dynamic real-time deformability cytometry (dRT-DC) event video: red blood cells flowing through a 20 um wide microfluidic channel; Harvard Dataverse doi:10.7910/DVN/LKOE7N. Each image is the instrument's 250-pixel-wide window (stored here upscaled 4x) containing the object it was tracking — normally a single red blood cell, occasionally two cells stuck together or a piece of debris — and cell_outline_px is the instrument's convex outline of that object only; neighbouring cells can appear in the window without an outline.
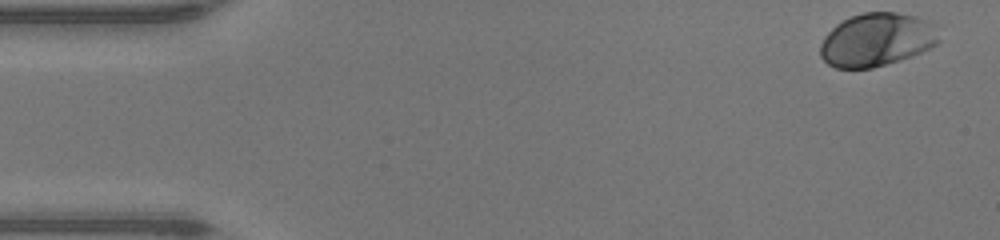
{"species": "human", "species_latin": "Homo sapiens", "temperature_condition": "warm", "stored_images_in_passage": 46, "camera_frame_rate_fps": 3000, "um_per_image_px": 0.085, "donor": {"sex": "male"}, "frame": {"image": 1, "passage_image": 1, "time_ms": 0.0, "image_size_px": [1000, 240], "cell_outline_px": [[940, 40], [936, 44], [912, 56], [872, 68], [836, 68], [828, 64], [820, 56], [820, 44], [824, 36], [836, 24], [852, 16], [864, 12], [896, 12], [916, 16], [924, 20]], "centroid_in_image_um": [74.44, 3.39], "position_along_channel_um": 10.6, "area_um2": 36.18}}
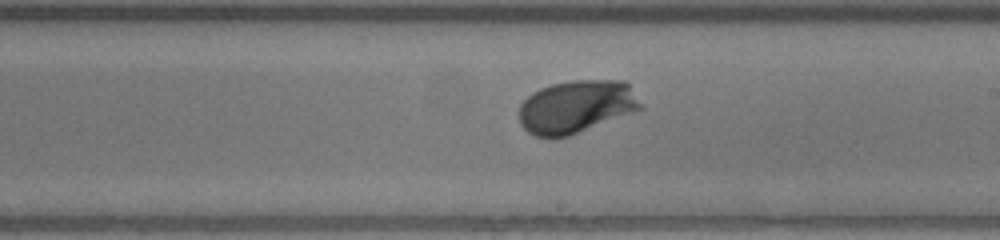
{"frame": {"image": 2, "passage_image": 26, "time_ms": 8.333, "image_size_px": [1000, 240], "cell_outline_px": [[644, 108], [568, 136], [536, 136], [528, 132], [520, 124], [520, 104], [532, 92], [540, 88], [552, 84], [572, 80], [624, 80], [628, 84]], "centroid_in_image_um": [48.98, 9.05], "position_along_channel_um": 240.0, "area_um2": 37.05}}
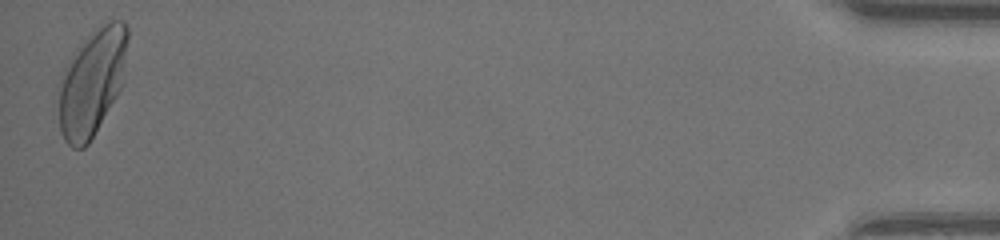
{"frame": {"image": 3, "passage_image": 46, "time_ms": 15.0, "image_size_px": [1000, 240], "cell_outline_px": [[128, 40], [124, 80], [116, 96], [88, 144], [84, 148], [72, 148], [64, 140], [60, 132], [60, 76], [68, 60], [88, 36], [104, 24], [112, 20], [124, 20], [128, 28]], "centroid_in_image_um": [7.84, 6.99], "position_along_channel_um": 427.4, "area_um2": 42.37}, "authors_computed_cell_mechanics": {"area_um2": 36.0094, "velocity_mm_per_s": 4.35, "shape_relaxation_time_tau1_ms": 1.503, "shape_relaxation_time_tau2_ms": null, "deformation_change_tau1": 0.1227, "deformation_change_tau2": null}}